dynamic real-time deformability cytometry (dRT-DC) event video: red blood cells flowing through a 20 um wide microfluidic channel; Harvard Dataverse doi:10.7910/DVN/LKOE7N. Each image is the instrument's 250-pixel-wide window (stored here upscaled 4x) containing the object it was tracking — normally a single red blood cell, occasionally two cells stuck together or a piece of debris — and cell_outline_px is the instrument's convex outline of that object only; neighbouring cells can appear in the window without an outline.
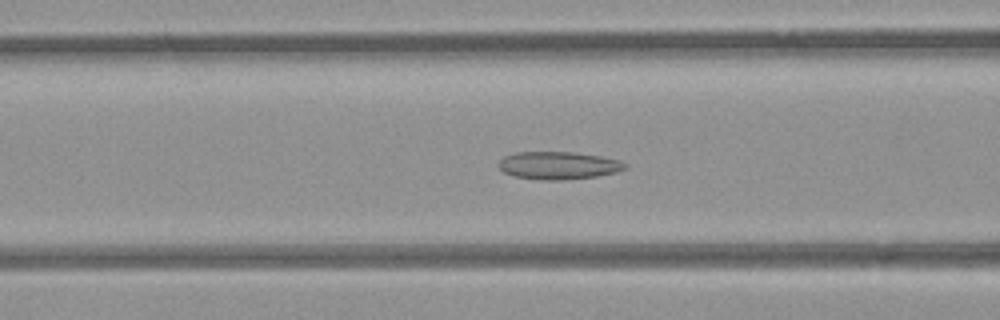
{"species": "common noctule bat (a hibernating species)", "species_latin": "Nyctalus noctula", "temperature_condition": "room temperature", "stored_images_in_passage": 53, "camera_frame_rate_fps": 3000, "um_per_image_px": 0.085, "animal": {"sex": "female", "body_mass_g": 21.9}, "frame": {"image": 1, "passage_image": 21, "time_ms": 6.667, "image_size_px": [1000, 320], "cell_outline_px": [[628, 168], [616, 172], [596, 176], [560, 180], [540, 180], [512, 176], [504, 172], [496, 164], [504, 156], [516, 152], [572, 152], [600, 156], [620, 160], [628, 164]], "centroid_in_image_um": [47.45, 14.06], "position_along_channel_um": 119.1, "area_um2": 20.52}}
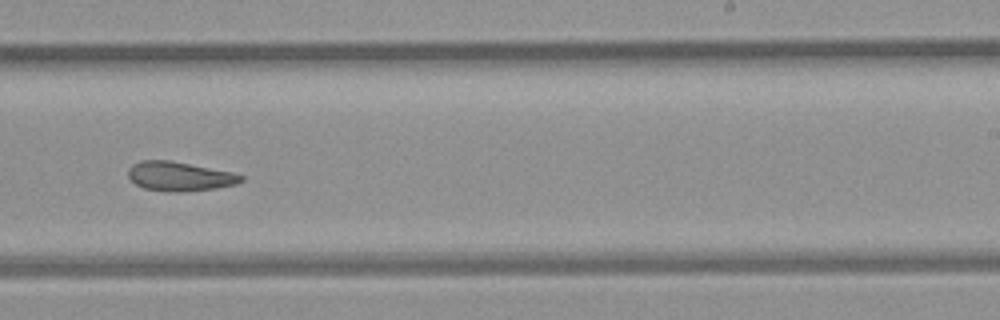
{"frame": {"image": 2, "passage_image": 33, "time_ms": 10.667, "image_size_px": [1000, 320], "cell_outline_px": [[244, 180], [236, 184], [216, 188], [180, 192], [164, 192], [144, 188], [136, 184], [128, 176], [128, 168], [132, 164], [140, 160], [168, 160], [232, 172], [244, 176]], "centroid_in_image_um": [15.24, 14.99], "position_along_channel_um": 273.8, "area_um2": 19.25}}
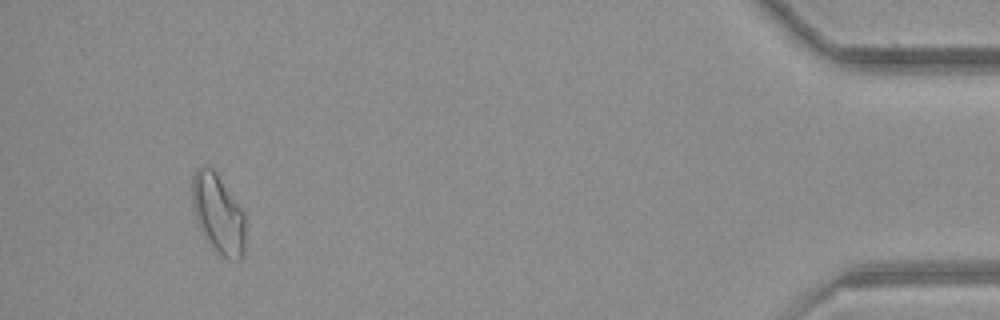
{"frame": {"image": 3, "passage_image": 50, "time_ms": 16.333, "image_size_px": [1000, 320], "cell_outline_px": [[244, 256], [240, 260], [228, 260], [220, 256], [212, 248], [200, 228], [196, 220], [192, 208], [192, 176], [196, 168], [212, 168], [244, 212]], "centroid_in_image_um": [18.54, 18.23], "position_along_channel_um": 416.7, "area_um2": 24.45}, "authors_computed_cell_mechanics": {"area_um2": 21.3282, "velocity_mm_per_s": 3.8631, "shape_relaxation_time_tau1_ms": null, "shape_relaxation_time_tau2_ms": 4.5347, "deformation_change_tau1": null, "deformation_change_tau2": 0.1016}}